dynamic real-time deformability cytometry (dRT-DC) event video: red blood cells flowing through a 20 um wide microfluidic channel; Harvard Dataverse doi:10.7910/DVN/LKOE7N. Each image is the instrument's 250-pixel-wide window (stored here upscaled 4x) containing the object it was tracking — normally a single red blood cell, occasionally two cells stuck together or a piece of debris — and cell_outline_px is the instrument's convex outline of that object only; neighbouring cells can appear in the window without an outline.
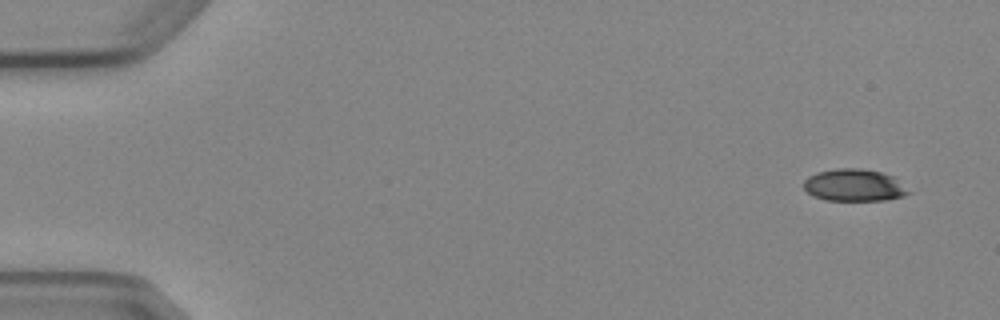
{"species": "Egyptian fruit bat (a non-hibernating species)", "species_latin": "Rousettus aegyptiacus", "temperature_condition": "cold", "stored_images_in_passage": 4, "camera_frame_rate_fps": 3000, "um_per_image_px": 0.085, "animal": {"sex": "female"}, "frame": {"image": 1, "passage_image": 1, "time_ms": 0.0, "image_size_px": [1000, 320], "cell_outline_px": [[912, 192], [904, 196], [884, 200], [824, 200], [812, 196], [804, 188], [804, 180], [808, 176], [816, 172], [836, 168], [860, 168], [880, 172], [892, 176]], "centroid_in_image_um": [72.58, 15.74], "position_along_channel_um": 12.4, "area_um2": 19.65}}
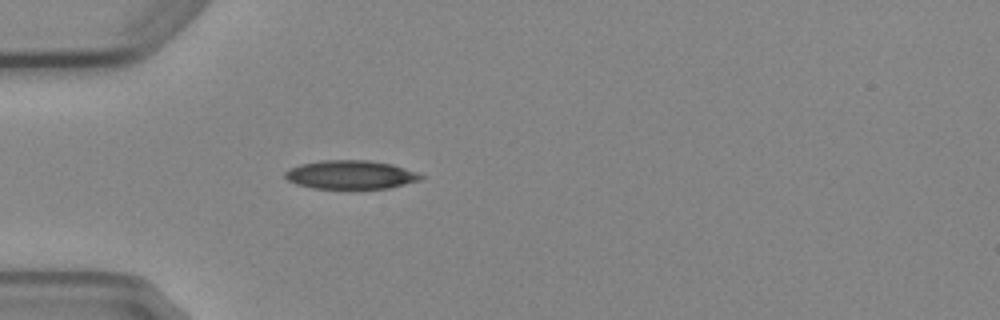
{"frame": {"image": 2, "passage_image": 4, "time_ms": 4.333, "image_size_px": [1000, 320], "cell_outline_px": [[424, 176], [420, 180], [388, 188], [312, 188], [296, 184], [288, 180], [284, 176], [284, 172], [300, 164], [320, 160], [368, 160], [392, 164], [416, 172]], "centroid_in_image_um": [29.78, 14.84], "position_along_channel_um": 55.2, "area_um2": 22.48}}